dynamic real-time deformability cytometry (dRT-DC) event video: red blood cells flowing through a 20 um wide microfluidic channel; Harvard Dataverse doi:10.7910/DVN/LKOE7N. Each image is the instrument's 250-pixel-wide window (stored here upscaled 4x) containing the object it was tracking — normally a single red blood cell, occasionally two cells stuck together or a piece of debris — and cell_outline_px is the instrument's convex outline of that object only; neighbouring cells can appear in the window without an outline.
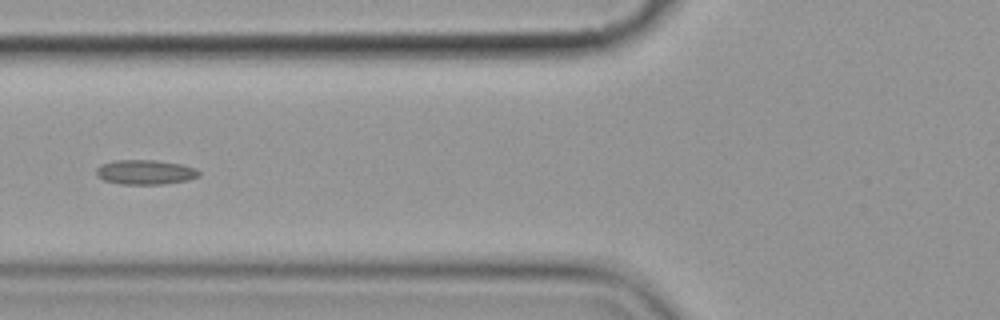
{"species": "common noctule bat (a hibernating species)", "species_latin": "Nyctalus noctula", "temperature_condition": "cold", "stored_images_in_passage": 15, "camera_frame_rate_fps": 3000, "um_per_image_px": 0.085, "animal": {"sex": "female", "body_mass_g": 19.9}, "frame": {"image": 1, "passage_image": 6, "time_ms": 6.667, "image_size_px": [1000, 320], "cell_outline_px": [[200, 176], [188, 180], [164, 184], [120, 184], [104, 180], [96, 176], [96, 168], [100, 164], [116, 160], [156, 160], [180, 164], [196, 168], [200, 172]], "centroid_in_image_um": [12.34, 14.63], "position_along_channel_um": 113.5, "area_um2": 14.85}}
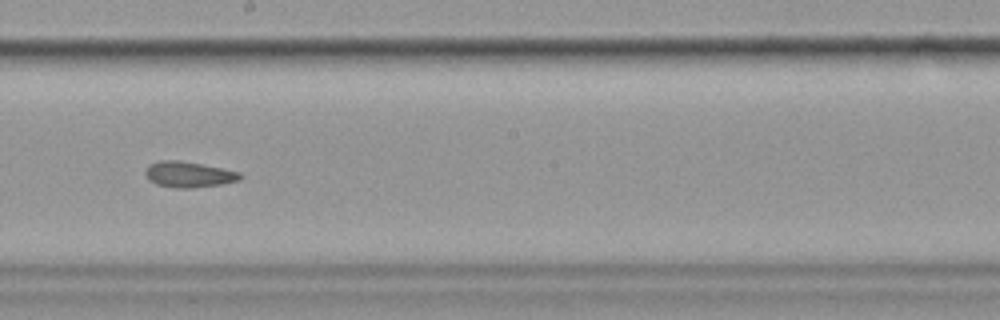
{"frame": {"image": 2, "passage_image": 9, "time_ms": 10.0, "image_size_px": [1000, 320], "cell_outline_px": [[244, 176], [240, 180], [220, 184], [192, 188], [176, 188], [156, 184], [148, 180], [144, 172], [148, 164], [160, 160], [176, 160], [200, 164], [240, 172]], "centroid_in_image_um": [16.01, 14.83], "position_along_channel_um": 232.2, "area_um2": 14.22}}
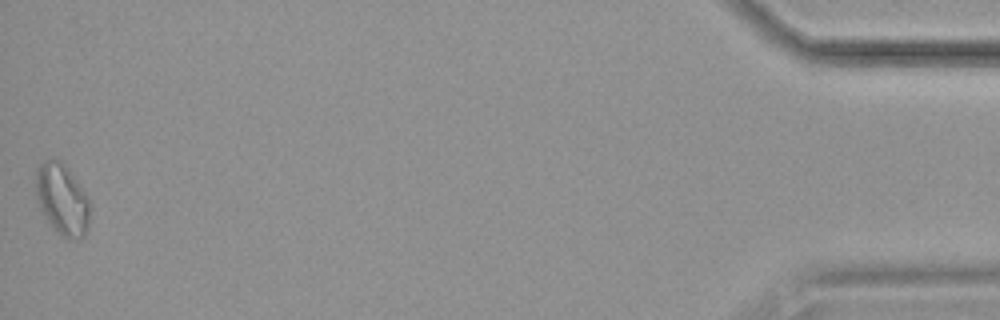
{"frame": {"image": 3, "passage_image": 15, "time_ms": 18.0, "image_size_px": [1000, 320], "cell_outline_px": [[92, 208], [88, 224], [84, 236], [80, 240], [64, 236], [48, 220], [40, 208], [36, 200], [36, 168], [40, 164], [48, 160], [60, 160], [68, 168], [88, 196]], "centroid_in_image_um": [5.32, 16.93], "position_along_channel_um": 429.9, "area_um2": 22.25}, "authors_computed_cell_mechanics": {"area_um2": 15.317, "velocity_mm_per_s": 3.5657, "shape_relaxation_time_tau1_ms": null, "shape_relaxation_time_tau2_ms": 9.0222, "deformation_change_tau1": null, "deformation_change_tau2": 0.175}}